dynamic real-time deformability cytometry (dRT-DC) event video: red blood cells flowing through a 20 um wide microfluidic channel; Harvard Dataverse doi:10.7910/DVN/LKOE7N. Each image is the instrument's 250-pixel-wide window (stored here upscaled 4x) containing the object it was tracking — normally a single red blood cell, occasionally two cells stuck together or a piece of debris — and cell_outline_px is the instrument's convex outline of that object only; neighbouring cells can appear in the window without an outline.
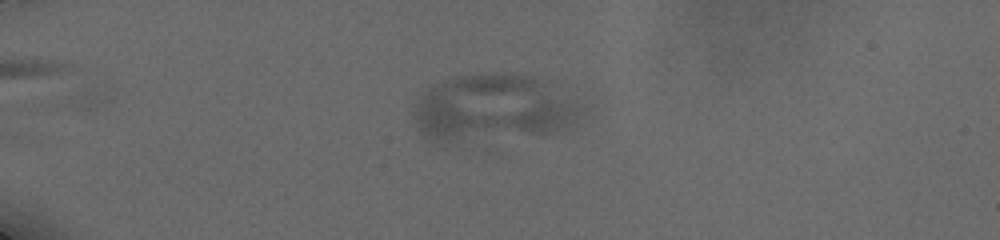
{"species": "human", "species_latin": "Homo sapiens", "temperature_condition": "cold", "stored_images_in_passage": 11, "camera_frame_rate_fps": 3000, "um_per_image_px": 0.085, "donor": {"sex": "male"}, "frame": {"image": 1, "passage_image": 1, "time_ms": 0.0, "image_size_px": [1000, 240], "cell_outline_px": [[576, 120], [560, 128], [544, 132], [440, 140], [428, 140], [424, 136], [416, 124], [416, 104], [420, 96], [428, 88], [464, 76], [528, 76], [536, 80], [572, 104], [576, 108]], "centroid_in_image_um": [41.71, 9.2], "position_along_channel_um": 43.3, "area_um2": 59.01}}
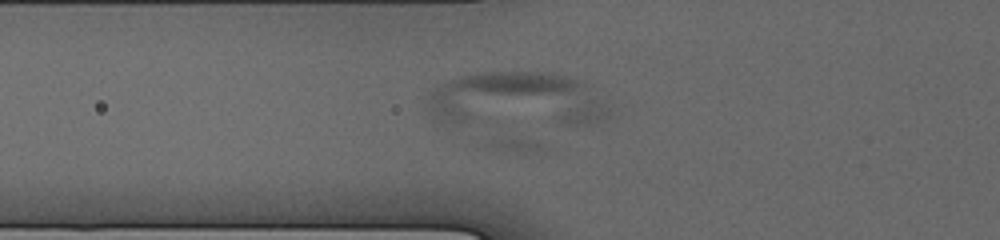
{"frame": {"image": 2, "passage_image": 6, "time_ms": 2.667, "image_size_px": [1000, 240], "cell_outline_px": [[612, 116], [604, 120], [592, 124], [448, 128], [436, 128], [424, 116], [424, 96], [432, 88], [448, 80], [460, 76], [484, 72], [548, 72], [572, 76], [584, 84], [604, 104]], "centroid_in_image_um": [43.57, 8.6], "position_along_channel_um": 82.2, "area_um2": 62.54}}